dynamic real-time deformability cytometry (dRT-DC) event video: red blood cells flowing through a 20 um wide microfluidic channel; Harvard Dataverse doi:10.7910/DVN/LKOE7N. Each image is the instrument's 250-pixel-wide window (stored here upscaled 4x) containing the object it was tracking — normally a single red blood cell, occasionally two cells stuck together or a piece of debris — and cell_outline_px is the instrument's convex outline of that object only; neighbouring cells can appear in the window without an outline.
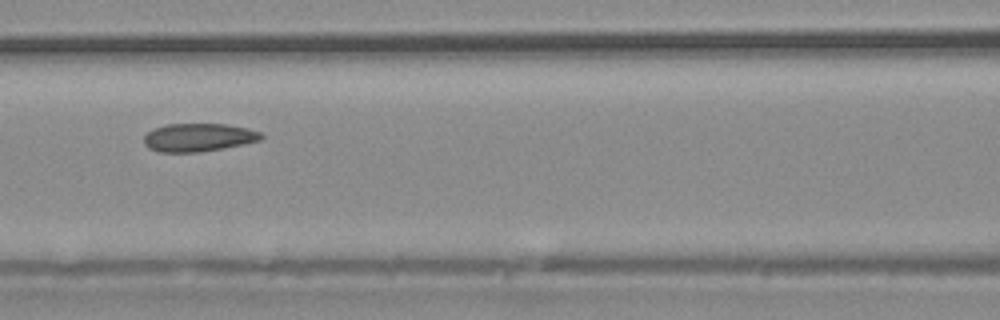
{"species": "common noctule bat (a hibernating species)", "species_latin": "Nyctalus noctula", "temperature_condition": "warm", "stored_images_in_passage": 40, "camera_frame_rate_fps": 3000, "um_per_image_px": 0.085, "animal": {"sex": "male", "body_mass_g": 20.4}, "frame": {"image": 1, "passage_image": 18, "time_ms": 5.667, "image_size_px": [1000, 320], "cell_outline_px": [[264, 136], [260, 140], [200, 152], [160, 152], [148, 148], [144, 144], [144, 136], [148, 132], [156, 128], [168, 124], [224, 124], [248, 128], [260, 132]], "centroid_in_image_um": [16.84, 11.68], "position_along_channel_um": 149.8, "area_um2": 18.96}}